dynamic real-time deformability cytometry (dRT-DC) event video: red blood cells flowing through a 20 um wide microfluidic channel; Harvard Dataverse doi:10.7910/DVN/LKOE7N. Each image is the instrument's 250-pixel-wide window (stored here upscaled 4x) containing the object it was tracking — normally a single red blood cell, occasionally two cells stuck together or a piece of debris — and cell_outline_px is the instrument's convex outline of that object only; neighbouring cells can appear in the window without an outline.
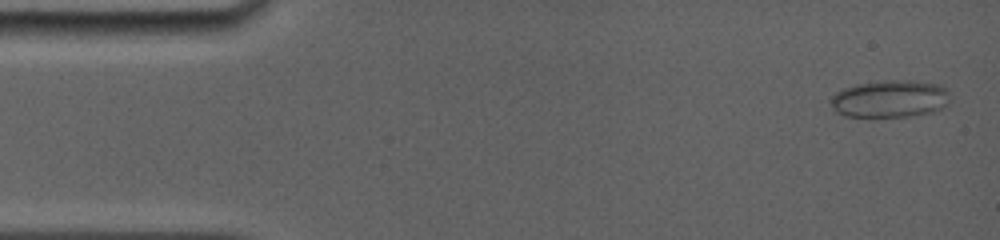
{"species": "common noctule bat (a hibernating species)", "species_latin": "Nyctalus noctula", "temperature_condition": "room temperature", "stored_images_in_passage": 23, "camera_frame_rate_fps": 5000, "um_per_image_px": 0.085, "animal": {"sex": "female", "body_mass_g": 19.0, "forearm_length_mm": 56.7}, "frame": {"image": 1, "passage_image": 2, "time_ms": 0.4, "image_size_px": [1000, 240], "cell_outline_px": [[948, 104], [932, 112], [912, 116], [844, 116], [836, 112], [832, 108], [828, 100], [836, 92], [844, 88], [856, 84], [888, 80], [912, 80], [944, 84], [948, 92]], "centroid_in_image_um": [75.64, 8.38], "position_along_channel_um": 9.4, "area_um2": 26.18}}
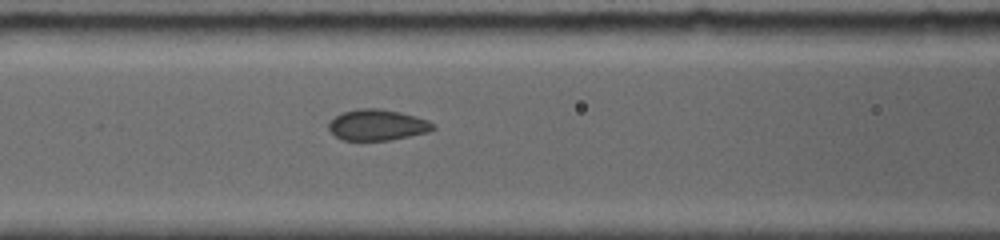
{"frame": {"image": 2, "passage_image": 14, "time_ms": 6.4, "image_size_px": [1000, 240], "cell_outline_px": [[436, 128], [428, 132], [388, 140], [344, 140], [336, 136], [328, 128], [328, 124], [336, 116], [344, 112], [356, 108], [380, 108], [400, 112], [416, 116], [428, 120], [436, 124]], "centroid_in_image_um": [32.11, 10.61], "position_along_channel_um": 134.5, "area_um2": 18.79}}
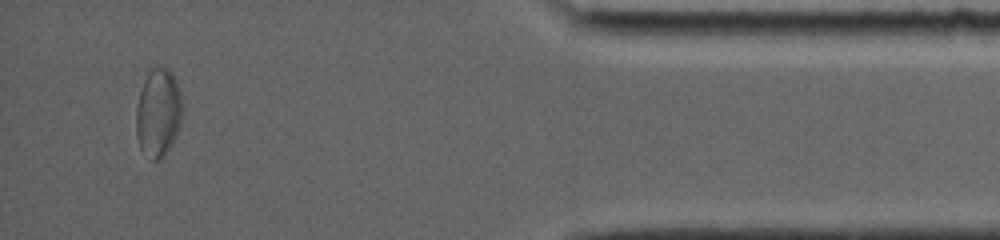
{"frame": {"image": 3, "passage_image": 23, "time_ms": 14.8, "image_size_px": [1000, 240], "cell_outline_px": [[180, 124], [164, 156], [160, 160], [152, 160], [140, 148], [136, 136], [136, 108], [140, 92], [144, 80], [148, 72], [152, 68], [160, 64], [168, 68], [172, 72], [176, 80], [180, 92]], "centroid_in_image_um": [13.42, 9.54], "position_along_channel_um": 421.8, "area_um2": 23.52}, "authors_computed_cell_mechanics": {"area_um2": 20.4034, "velocity_mm_per_s": 3.923, "shape_relaxation_time_tau1_ms": 3.869, "shape_relaxation_time_tau2_ms": 0.8198, "deformation_change_tau1": 0.1012, "deformation_change_tau2": 0.0326}}